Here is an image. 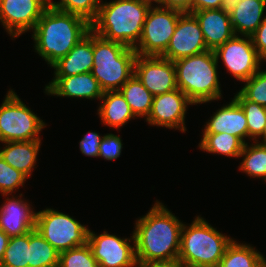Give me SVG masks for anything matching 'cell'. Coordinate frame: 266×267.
<instances>
[{"instance_id": "25", "label": "cell", "mask_w": 266, "mask_h": 267, "mask_svg": "<svg viewBox=\"0 0 266 267\" xmlns=\"http://www.w3.org/2000/svg\"><path fill=\"white\" fill-rule=\"evenodd\" d=\"M218 267H266V260L253 247L232 240Z\"/></svg>"}, {"instance_id": "21", "label": "cell", "mask_w": 266, "mask_h": 267, "mask_svg": "<svg viewBox=\"0 0 266 267\" xmlns=\"http://www.w3.org/2000/svg\"><path fill=\"white\" fill-rule=\"evenodd\" d=\"M265 7L266 0H241L229 14L234 34L251 36L265 19Z\"/></svg>"}, {"instance_id": "18", "label": "cell", "mask_w": 266, "mask_h": 267, "mask_svg": "<svg viewBox=\"0 0 266 267\" xmlns=\"http://www.w3.org/2000/svg\"><path fill=\"white\" fill-rule=\"evenodd\" d=\"M198 20L208 50L215 51L235 34L230 15L223 9L193 11Z\"/></svg>"}, {"instance_id": "20", "label": "cell", "mask_w": 266, "mask_h": 267, "mask_svg": "<svg viewBox=\"0 0 266 267\" xmlns=\"http://www.w3.org/2000/svg\"><path fill=\"white\" fill-rule=\"evenodd\" d=\"M51 67L55 76H73L91 72L93 67V31L83 37L65 57Z\"/></svg>"}, {"instance_id": "45", "label": "cell", "mask_w": 266, "mask_h": 267, "mask_svg": "<svg viewBox=\"0 0 266 267\" xmlns=\"http://www.w3.org/2000/svg\"><path fill=\"white\" fill-rule=\"evenodd\" d=\"M46 7H51L54 1L51 0H40Z\"/></svg>"}, {"instance_id": "32", "label": "cell", "mask_w": 266, "mask_h": 267, "mask_svg": "<svg viewBox=\"0 0 266 267\" xmlns=\"http://www.w3.org/2000/svg\"><path fill=\"white\" fill-rule=\"evenodd\" d=\"M59 267H101L88 243L60 252Z\"/></svg>"}, {"instance_id": "11", "label": "cell", "mask_w": 266, "mask_h": 267, "mask_svg": "<svg viewBox=\"0 0 266 267\" xmlns=\"http://www.w3.org/2000/svg\"><path fill=\"white\" fill-rule=\"evenodd\" d=\"M131 239L133 246L129 244ZM131 239H121L106 231L96 235L89 229L87 243L101 267H136L134 235Z\"/></svg>"}, {"instance_id": "42", "label": "cell", "mask_w": 266, "mask_h": 267, "mask_svg": "<svg viewBox=\"0 0 266 267\" xmlns=\"http://www.w3.org/2000/svg\"><path fill=\"white\" fill-rule=\"evenodd\" d=\"M241 0H222L220 9H223L227 14H230Z\"/></svg>"}, {"instance_id": "44", "label": "cell", "mask_w": 266, "mask_h": 267, "mask_svg": "<svg viewBox=\"0 0 266 267\" xmlns=\"http://www.w3.org/2000/svg\"><path fill=\"white\" fill-rule=\"evenodd\" d=\"M260 137L263 138L262 143L258 142V139L256 140V142L259 143V144H262V145L266 146V126H265L264 131H263V133L261 134Z\"/></svg>"}, {"instance_id": "26", "label": "cell", "mask_w": 266, "mask_h": 267, "mask_svg": "<svg viewBox=\"0 0 266 267\" xmlns=\"http://www.w3.org/2000/svg\"><path fill=\"white\" fill-rule=\"evenodd\" d=\"M59 258L60 253L36 229L29 232L28 267H59Z\"/></svg>"}, {"instance_id": "40", "label": "cell", "mask_w": 266, "mask_h": 267, "mask_svg": "<svg viewBox=\"0 0 266 267\" xmlns=\"http://www.w3.org/2000/svg\"><path fill=\"white\" fill-rule=\"evenodd\" d=\"M138 267H184L178 259L169 261H145L136 262Z\"/></svg>"}, {"instance_id": "12", "label": "cell", "mask_w": 266, "mask_h": 267, "mask_svg": "<svg viewBox=\"0 0 266 267\" xmlns=\"http://www.w3.org/2000/svg\"><path fill=\"white\" fill-rule=\"evenodd\" d=\"M134 74L153 96L177 89L174 62L161 56L137 55Z\"/></svg>"}, {"instance_id": "41", "label": "cell", "mask_w": 266, "mask_h": 267, "mask_svg": "<svg viewBox=\"0 0 266 267\" xmlns=\"http://www.w3.org/2000/svg\"><path fill=\"white\" fill-rule=\"evenodd\" d=\"M9 238L10 237L0 229V262L4 257V253L7 248Z\"/></svg>"}, {"instance_id": "30", "label": "cell", "mask_w": 266, "mask_h": 267, "mask_svg": "<svg viewBox=\"0 0 266 267\" xmlns=\"http://www.w3.org/2000/svg\"><path fill=\"white\" fill-rule=\"evenodd\" d=\"M29 232L9 238L0 267H28Z\"/></svg>"}, {"instance_id": "43", "label": "cell", "mask_w": 266, "mask_h": 267, "mask_svg": "<svg viewBox=\"0 0 266 267\" xmlns=\"http://www.w3.org/2000/svg\"><path fill=\"white\" fill-rule=\"evenodd\" d=\"M139 1L145 2V3L149 4L150 6L152 5V2L159 4V6L162 5V0H139Z\"/></svg>"}, {"instance_id": "33", "label": "cell", "mask_w": 266, "mask_h": 267, "mask_svg": "<svg viewBox=\"0 0 266 267\" xmlns=\"http://www.w3.org/2000/svg\"><path fill=\"white\" fill-rule=\"evenodd\" d=\"M239 93L247 100L266 107V71H258L248 80Z\"/></svg>"}, {"instance_id": "9", "label": "cell", "mask_w": 266, "mask_h": 267, "mask_svg": "<svg viewBox=\"0 0 266 267\" xmlns=\"http://www.w3.org/2000/svg\"><path fill=\"white\" fill-rule=\"evenodd\" d=\"M151 6L143 24L139 43L134 47L137 55L161 56L169 45L181 11ZM139 45V46H138Z\"/></svg>"}, {"instance_id": "17", "label": "cell", "mask_w": 266, "mask_h": 267, "mask_svg": "<svg viewBox=\"0 0 266 267\" xmlns=\"http://www.w3.org/2000/svg\"><path fill=\"white\" fill-rule=\"evenodd\" d=\"M0 207V229L9 237L21 236L35 229L36 215L30 204L20 199L6 198Z\"/></svg>"}, {"instance_id": "4", "label": "cell", "mask_w": 266, "mask_h": 267, "mask_svg": "<svg viewBox=\"0 0 266 267\" xmlns=\"http://www.w3.org/2000/svg\"><path fill=\"white\" fill-rule=\"evenodd\" d=\"M176 84L194 104H202L221 98L218 80V59L215 52L184 57L174 61Z\"/></svg>"}, {"instance_id": "5", "label": "cell", "mask_w": 266, "mask_h": 267, "mask_svg": "<svg viewBox=\"0 0 266 267\" xmlns=\"http://www.w3.org/2000/svg\"><path fill=\"white\" fill-rule=\"evenodd\" d=\"M232 240L197 216L189 227L183 224L178 260L184 267H218Z\"/></svg>"}, {"instance_id": "27", "label": "cell", "mask_w": 266, "mask_h": 267, "mask_svg": "<svg viewBox=\"0 0 266 267\" xmlns=\"http://www.w3.org/2000/svg\"><path fill=\"white\" fill-rule=\"evenodd\" d=\"M245 143L238 137L227 133L203 134L199 147L201 150L238 158Z\"/></svg>"}, {"instance_id": "7", "label": "cell", "mask_w": 266, "mask_h": 267, "mask_svg": "<svg viewBox=\"0 0 266 267\" xmlns=\"http://www.w3.org/2000/svg\"><path fill=\"white\" fill-rule=\"evenodd\" d=\"M45 123L12 90L0 106V142L41 140Z\"/></svg>"}, {"instance_id": "36", "label": "cell", "mask_w": 266, "mask_h": 267, "mask_svg": "<svg viewBox=\"0 0 266 267\" xmlns=\"http://www.w3.org/2000/svg\"><path fill=\"white\" fill-rule=\"evenodd\" d=\"M102 138V136L95 132L86 133L79 143L82 154L91 157H99V146Z\"/></svg>"}, {"instance_id": "38", "label": "cell", "mask_w": 266, "mask_h": 267, "mask_svg": "<svg viewBox=\"0 0 266 267\" xmlns=\"http://www.w3.org/2000/svg\"><path fill=\"white\" fill-rule=\"evenodd\" d=\"M161 7L191 13V0H162Z\"/></svg>"}, {"instance_id": "28", "label": "cell", "mask_w": 266, "mask_h": 267, "mask_svg": "<svg viewBox=\"0 0 266 267\" xmlns=\"http://www.w3.org/2000/svg\"><path fill=\"white\" fill-rule=\"evenodd\" d=\"M239 157H244L239 169L248 176L263 178L266 181V146L259 144L245 143Z\"/></svg>"}, {"instance_id": "31", "label": "cell", "mask_w": 266, "mask_h": 267, "mask_svg": "<svg viewBox=\"0 0 266 267\" xmlns=\"http://www.w3.org/2000/svg\"><path fill=\"white\" fill-rule=\"evenodd\" d=\"M100 5V0H60V2H53L51 7L78 15L91 24L97 17Z\"/></svg>"}, {"instance_id": "39", "label": "cell", "mask_w": 266, "mask_h": 267, "mask_svg": "<svg viewBox=\"0 0 266 267\" xmlns=\"http://www.w3.org/2000/svg\"><path fill=\"white\" fill-rule=\"evenodd\" d=\"M222 0H191V13L193 11L220 9Z\"/></svg>"}, {"instance_id": "35", "label": "cell", "mask_w": 266, "mask_h": 267, "mask_svg": "<svg viewBox=\"0 0 266 267\" xmlns=\"http://www.w3.org/2000/svg\"><path fill=\"white\" fill-rule=\"evenodd\" d=\"M121 138L114 134H105L100 142L99 157L106 160L117 159L121 155Z\"/></svg>"}, {"instance_id": "23", "label": "cell", "mask_w": 266, "mask_h": 267, "mask_svg": "<svg viewBox=\"0 0 266 267\" xmlns=\"http://www.w3.org/2000/svg\"><path fill=\"white\" fill-rule=\"evenodd\" d=\"M103 103L99 106L98 114L104 125L117 130L132 118H135L129 104L119 91H105L101 97Z\"/></svg>"}, {"instance_id": "3", "label": "cell", "mask_w": 266, "mask_h": 267, "mask_svg": "<svg viewBox=\"0 0 266 267\" xmlns=\"http://www.w3.org/2000/svg\"><path fill=\"white\" fill-rule=\"evenodd\" d=\"M151 6L139 0H113L101 3L91 30L109 41L134 48L141 37L143 24Z\"/></svg>"}, {"instance_id": "15", "label": "cell", "mask_w": 266, "mask_h": 267, "mask_svg": "<svg viewBox=\"0 0 266 267\" xmlns=\"http://www.w3.org/2000/svg\"><path fill=\"white\" fill-rule=\"evenodd\" d=\"M46 8L40 0H0V21L15 38L33 30Z\"/></svg>"}, {"instance_id": "37", "label": "cell", "mask_w": 266, "mask_h": 267, "mask_svg": "<svg viewBox=\"0 0 266 267\" xmlns=\"http://www.w3.org/2000/svg\"><path fill=\"white\" fill-rule=\"evenodd\" d=\"M253 45L262 60L266 61V16L256 31L251 35Z\"/></svg>"}, {"instance_id": "29", "label": "cell", "mask_w": 266, "mask_h": 267, "mask_svg": "<svg viewBox=\"0 0 266 267\" xmlns=\"http://www.w3.org/2000/svg\"><path fill=\"white\" fill-rule=\"evenodd\" d=\"M243 109L248 129V137L259 139L266 126V107L245 99L239 92L233 98Z\"/></svg>"}, {"instance_id": "13", "label": "cell", "mask_w": 266, "mask_h": 267, "mask_svg": "<svg viewBox=\"0 0 266 267\" xmlns=\"http://www.w3.org/2000/svg\"><path fill=\"white\" fill-rule=\"evenodd\" d=\"M207 50L198 20L192 13H183L178 19L168 47L161 57L174 62Z\"/></svg>"}, {"instance_id": "22", "label": "cell", "mask_w": 266, "mask_h": 267, "mask_svg": "<svg viewBox=\"0 0 266 267\" xmlns=\"http://www.w3.org/2000/svg\"><path fill=\"white\" fill-rule=\"evenodd\" d=\"M4 143L6 145L4 149L0 150V157L29 178L36 165L41 140Z\"/></svg>"}, {"instance_id": "2", "label": "cell", "mask_w": 266, "mask_h": 267, "mask_svg": "<svg viewBox=\"0 0 266 267\" xmlns=\"http://www.w3.org/2000/svg\"><path fill=\"white\" fill-rule=\"evenodd\" d=\"M33 31L35 50L52 66L91 31L84 18L47 7Z\"/></svg>"}, {"instance_id": "19", "label": "cell", "mask_w": 266, "mask_h": 267, "mask_svg": "<svg viewBox=\"0 0 266 267\" xmlns=\"http://www.w3.org/2000/svg\"><path fill=\"white\" fill-rule=\"evenodd\" d=\"M227 133L240 138L244 143L248 137L246 116L242 107L234 100L218 109L207 122L203 134Z\"/></svg>"}, {"instance_id": "10", "label": "cell", "mask_w": 266, "mask_h": 267, "mask_svg": "<svg viewBox=\"0 0 266 267\" xmlns=\"http://www.w3.org/2000/svg\"><path fill=\"white\" fill-rule=\"evenodd\" d=\"M234 35L214 52L216 58L223 60V64L231 74L242 82L248 80L260 70L262 59L253 45L251 36Z\"/></svg>"}, {"instance_id": "6", "label": "cell", "mask_w": 266, "mask_h": 267, "mask_svg": "<svg viewBox=\"0 0 266 267\" xmlns=\"http://www.w3.org/2000/svg\"><path fill=\"white\" fill-rule=\"evenodd\" d=\"M136 56L134 48L103 39L93 32L91 74L104 92L118 91L133 76Z\"/></svg>"}, {"instance_id": "24", "label": "cell", "mask_w": 266, "mask_h": 267, "mask_svg": "<svg viewBox=\"0 0 266 267\" xmlns=\"http://www.w3.org/2000/svg\"><path fill=\"white\" fill-rule=\"evenodd\" d=\"M118 91L129 104L135 117H148L154 96L135 74Z\"/></svg>"}, {"instance_id": "16", "label": "cell", "mask_w": 266, "mask_h": 267, "mask_svg": "<svg viewBox=\"0 0 266 267\" xmlns=\"http://www.w3.org/2000/svg\"><path fill=\"white\" fill-rule=\"evenodd\" d=\"M49 95L87 99H101L104 91L97 79L91 74L81 73L73 76H55L45 87Z\"/></svg>"}, {"instance_id": "34", "label": "cell", "mask_w": 266, "mask_h": 267, "mask_svg": "<svg viewBox=\"0 0 266 267\" xmlns=\"http://www.w3.org/2000/svg\"><path fill=\"white\" fill-rule=\"evenodd\" d=\"M27 177L0 157V192L7 196L24 185Z\"/></svg>"}, {"instance_id": "14", "label": "cell", "mask_w": 266, "mask_h": 267, "mask_svg": "<svg viewBox=\"0 0 266 267\" xmlns=\"http://www.w3.org/2000/svg\"><path fill=\"white\" fill-rule=\"evenodd\" d=\"M187 105H195L179 88L156 95L146 121L150 125L177 128L185 132Z\"/></svg>"}, {"instance_id": "1", "label": "cell", "mask_w": 266, "mask_h": 267, "mask_svg": "<svg viewBox=\"0 0 266 267\" xmlns=\"http://www.w3.org/2000/svg\"><path fill=\"white\" fill-rule=\"evenodd\" d=\"M183 223L163 203L136 221L133 232L137 262L178 259Z\"/></svg>"}, {"instance_id": "8", "label": "cell", "mask_w": 266, "mask_h": 267, "mask_svg": "<svg viewBox=\"0 0 266 267\" xmlns=\"http://www.w3.org/2000/svg\"><path fill=\"white\" fill-rule=\"evenodd\" d=\"M35 229L59 253L88 242L89 229L69 215L54 209L37 212Z\"/></svg>"}]
</instances>
